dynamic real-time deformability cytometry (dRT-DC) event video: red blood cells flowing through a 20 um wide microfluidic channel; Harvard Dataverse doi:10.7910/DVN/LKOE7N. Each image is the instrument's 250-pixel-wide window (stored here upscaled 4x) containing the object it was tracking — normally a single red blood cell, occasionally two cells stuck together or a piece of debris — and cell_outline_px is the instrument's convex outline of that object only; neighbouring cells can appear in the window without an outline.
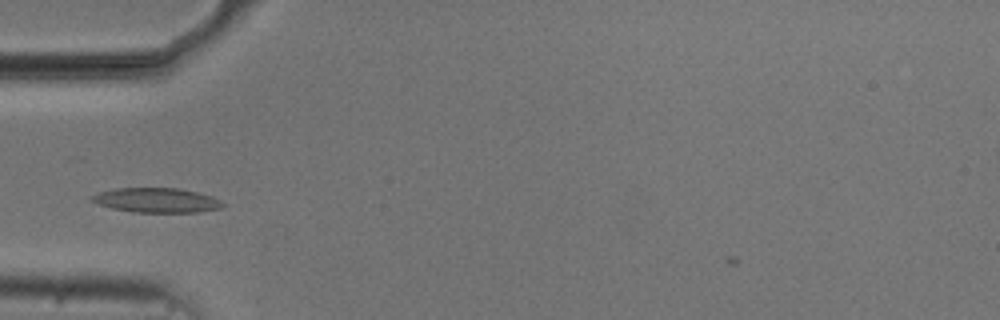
{"species": "common noctule bat (a hibernating species)", "species_latin": "Nyctalus noctula", "temperature_condition": "cold", "stored_images_in_passage": 39, "camera_frame_rate_fps": 3000, "um_per_image_px": 0.085, "animal": {"sex": "male", "body_mass_g": 20.5, "forearm_length_mm": 52.5}, "frame": {"image": 1, "passage_image": 2, "time_ms": 0.333, "image_size_px": [1000, 320], "cell_outline_px": [[224, 204], [220, 208], [200, 212], [132, 212], [112, 208], [100, 204], [92, 200], [92, 196], [100, 192], [116, 188], [176, 188], [196, 192], [212, 196]], "centroid_in_image_um": [13.32, 17.02], "position_along_channel_um": 71.7, "area_um2": 18.44}}
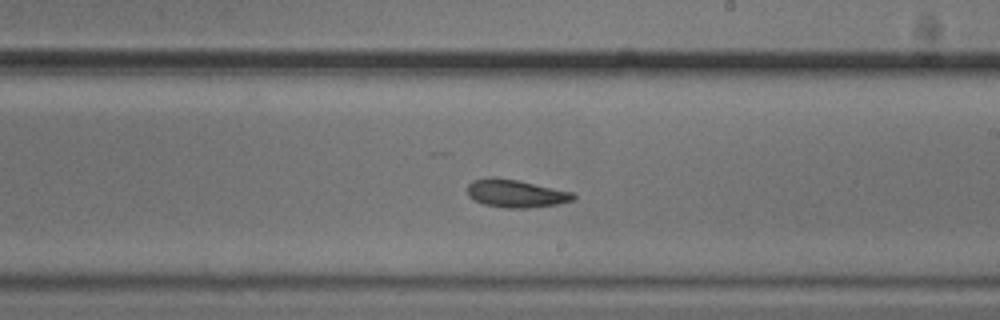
{"frame": {"image": 2, "passage_image": 16, "time_ms": 5.0, "image_size_px": [1000, 320], "cell_outline_px": [[576, 196], [572, 200], [560, 204], [532, 208], [504, 208], [484, 204], [472, 200], [468, 196], [468, 184], [472, 180], [492, 176], [496, 176], [520, 180], [572, 192]], "centroid_in_image_um": [43.82, 16.44], "position_along_channel_um": 245.2, "area_um2": 17.57}}
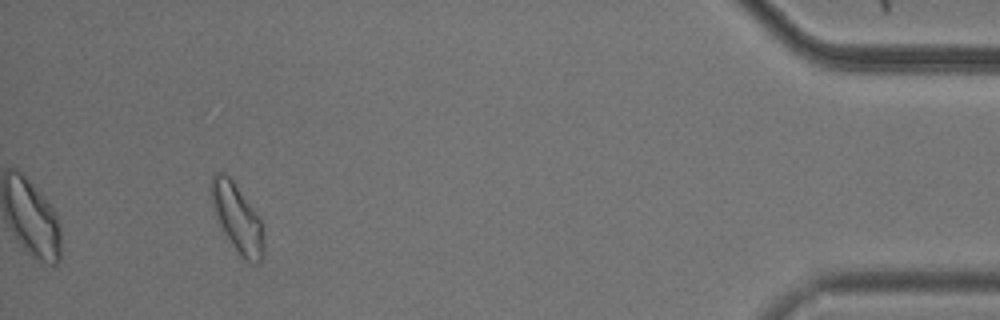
{"frame": {"image": 3, "passage_image": 35, "time_ms": 11.333, "image_size_px": [1000, 320], "cell_outline_px": [[264, 256], [260, 264], [252, 264], [244, 260], [240, 256], [224, 232], [212, 208], [208, 188], [208, 184], [212, 176], [216, 172], [224, 172], [232, 180], [260, 220], [264, 244]], "centroid_in_image_um": [20.13, 18.55], "position_along_channel_um": 415.1, "area_um2": 20.87}, "authors_computed_cell_mechanics": {"area_um2": 17.2244, "velocity_mm_per_s": 3.7051, "shape_relaxation_time_tau1_ms": 3.0352, "shape_relaxation_time_tau2_ms": 10.4595, "deformation_change_tau1": 0.0969, "deformation_change_tau2": 0.1749}}